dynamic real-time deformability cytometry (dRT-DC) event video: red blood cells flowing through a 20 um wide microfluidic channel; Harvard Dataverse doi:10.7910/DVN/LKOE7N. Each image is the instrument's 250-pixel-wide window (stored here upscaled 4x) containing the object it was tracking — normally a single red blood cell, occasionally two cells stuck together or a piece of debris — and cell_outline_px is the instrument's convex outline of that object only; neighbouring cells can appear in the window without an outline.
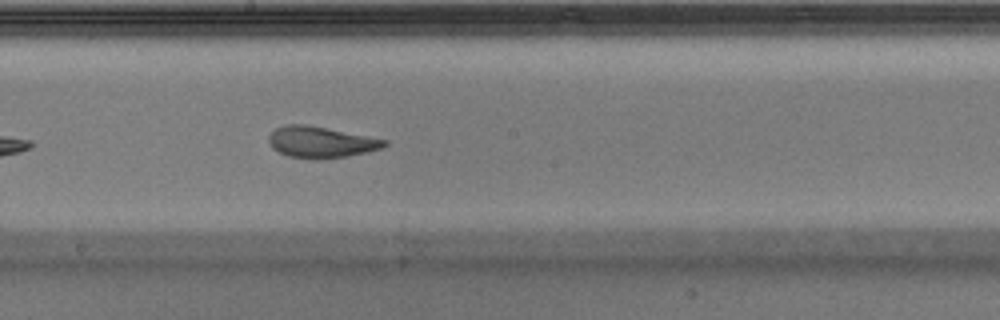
{"species": "Egyptian fruit bat (a non-hibernating species)", "species_latin": "Rousettus aegyptiacus", "temperature_condition": "warm", "stored_images_in_passage": 34, "camera_frame_rate_fps": 3000, "um_per_image_px": 0.085, "animal": {"sex": "male"}, "frame": {"image": 1, "passage_image": 15, "time_ms": 4.667, "image_size_px": [1000, 320], "cell_outline_px": [[388, 144], [380, 148], [368, 152], [348, 156], [316, 160], [312, 160], [288, 156], [272, 148], [268, 140], [268, 136], [276, 128], [284, 124], [308, 124], [388, 140]], "centroid_in_image_um": [27.26, 12.08], "position_along_channel_um": 220.9, "area_um2": 21.27}}